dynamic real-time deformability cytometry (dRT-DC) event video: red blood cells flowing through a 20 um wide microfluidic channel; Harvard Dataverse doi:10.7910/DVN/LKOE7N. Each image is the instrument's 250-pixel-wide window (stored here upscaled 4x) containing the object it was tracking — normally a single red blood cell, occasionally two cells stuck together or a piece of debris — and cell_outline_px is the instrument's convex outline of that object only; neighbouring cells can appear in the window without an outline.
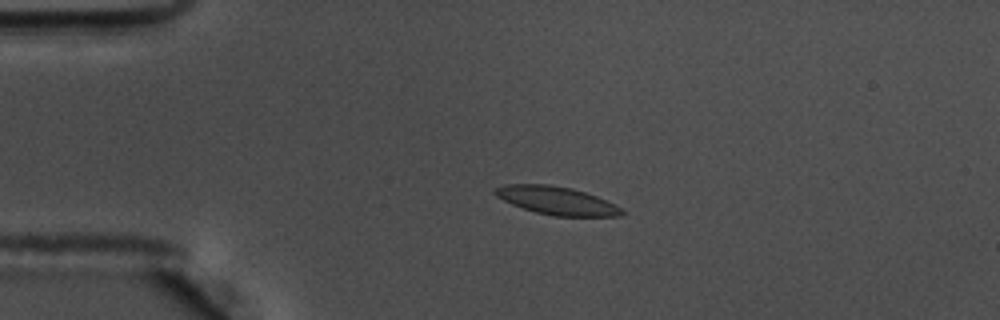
{"species": "common noctule bat (a hibernating species)", "species_latin": "Nyctalus noctula", "temperature_condition": "warm", "stored_images_in_passage": 55, "camera_frame_rate_fps": 3000, "um_per_image_px": 0.085, "animal": {"sex": "male", "body_mass_g": 17.5, "forearm_length_mm": 52.3}, "frame": {"image": 1, "passage_image": 11, "time_ms": 3.333, "image_size_px": [1000, 320], "cell_outline_px": [[624, 216], [552, 216], [536, 212], [512, 204], [496, 196], [492, 192], [496, 188], [504, 184], [548, 184], [572, 188], [596, 196], [616, 204], [624, 212]], "centroid_in_image_um": [47.32, 17.05], "position_along_channel_um": 37.7, "area_um2": 20.69}}
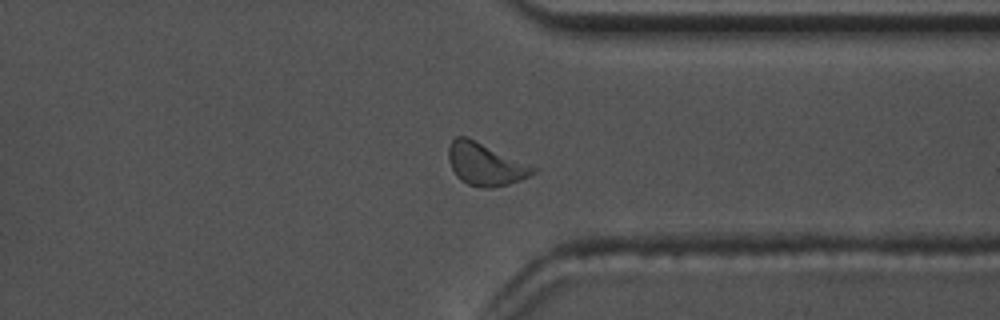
{"frame": {"image": 2, "passage_image": 42, "time_ms": 13.667, "image_size_px": [1000, 320], "cell_outline_px": [[540, 168], [536, 172], [520, 180], [508, 184], [492, 188], [484, 188], [468, 184], [460, 180], [456, 176], [448, 160], [448, 148], [452, 140], [456, 136], [468, 136]], "centroid_in_image_um": [41.27, 13.94], "position_along_channel_um": 370.1, "area_um2": 21.27}}
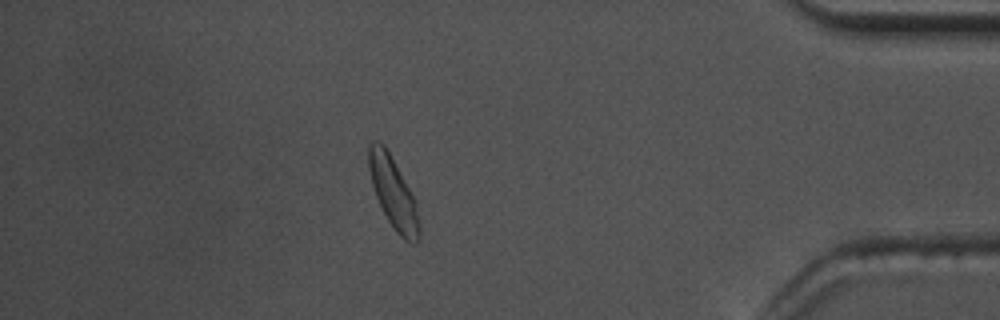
{"frame": {"image": 3, "passage_image": 48, "time_ms": 15.667, "image_size_px": [1000, 320], "cell_outline_px": [[420, 240], [416, 244], [412, 244], [404, 240], [396, 232], [388, 220], [376, 196], [372, 184], [368, 168], [368, 144], [372, 140], [376, 140], [384, 144], [416, 200], [420, 224]], "centroid_in_image_um": [33.45, 16.42], "position_along_channel_um": 401.8, "area_um2": 21.1}, "authors_computed_cell_mechanics": {"area_um2": 20.1722, "velocity_mm_per_s": 3.5722, "shape_relaxation_time_tau1_ms": 4.2844, "shape_relaxation_time_tau2_ms": 3.7078, "deformation_change_tau1": 0.1004, "deformation_change_tau2": 0.0924}}